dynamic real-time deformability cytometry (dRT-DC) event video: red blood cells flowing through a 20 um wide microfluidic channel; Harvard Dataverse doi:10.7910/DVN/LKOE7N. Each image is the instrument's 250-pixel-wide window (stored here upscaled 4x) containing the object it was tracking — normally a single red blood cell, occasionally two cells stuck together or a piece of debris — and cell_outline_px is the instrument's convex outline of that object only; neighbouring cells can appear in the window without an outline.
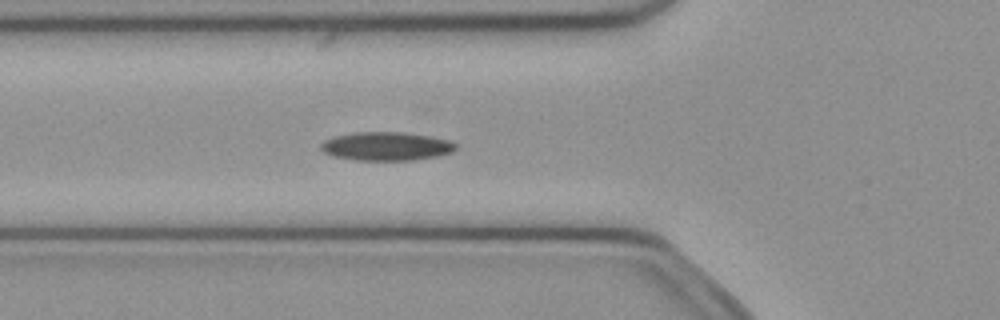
{"species": "common noctule bat (a hibernating species)", "species_latin": "Nyctalus noctula", "temperature_condition": "cold", "stored_images_in_passage": 49, "camera_frame_rate_fps": 3000, "um_per_image_px": 0.085, "animal": {"sex": "female", "body_mass_g": 21.9}, "frame": {"image": 1, "passage_image": 17, "time_ms": 5.333, "image_size_px": [1000, 320], "cell_outline_px": [[456, 148], [452, 152], [436, 156], [412, 160], [356, 160], [332, 156], [324, 152], [320, 148], [320, 144], [324, 140], [332, 136], [356, 132], [404, 132], [428, 136], [448, 140], [456, 144]], "centroid_in_image_um": [32.78, 12.43], "position_along_channel_um": 93.0, "area_um2": 22.43}}
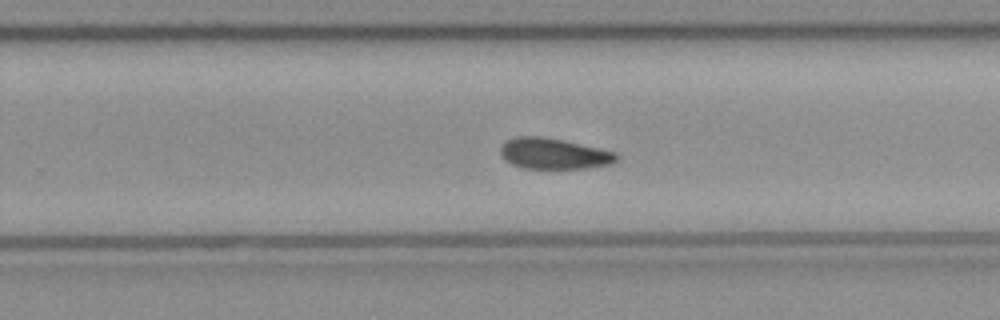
{"frame": {"image": 2, "passage_image": 31, "time_ms": 10.0, "image_size_px": [1000, 320], "cell_outline_px": [[620, 160], [612, 164], [588, 168], [524, 168], [512, 164], [504, 160], [500, 156], [500, 148], [508, 140], [516, 136], [540, 136], [560, 140], [616, 152], [620, 156]], "centroid_in_image_um": [47.09, 13.07], "position_along_channel_um": 282.7, "area_um2": 20.81}}
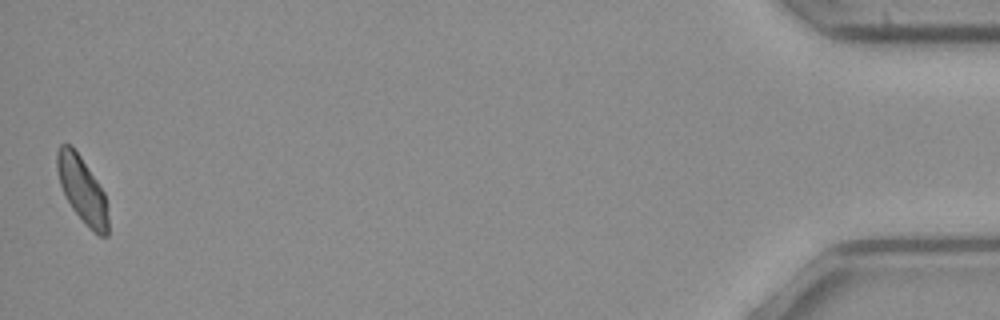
{"frame": {"image": 3, "passage_image": 49, "time_ms": 16.0, "image_size_px": [1000, 320], "cell_outline_px": [[108, 236], [100, 236], [72, 208], [60, 184], [56, 168], [56, 152], [60, 144], [72, 144], [104, 192], [108, 216]], "centroid_in_image_um": [6.97, 16.06], "position_along_channel_um": 428.2, "area_um2": 19.13}, "authors_computed_cell_mechanics": {"area_um2": 21.097, "velocity_mm_per_s": 4.0494, "shape_relaxation_time_tau1_ms": null, "shape_relaxation_time_tau2_ms": 8.6751, "deformation_change_tau1": null, "deformation_change_tau2": 0.1531}}